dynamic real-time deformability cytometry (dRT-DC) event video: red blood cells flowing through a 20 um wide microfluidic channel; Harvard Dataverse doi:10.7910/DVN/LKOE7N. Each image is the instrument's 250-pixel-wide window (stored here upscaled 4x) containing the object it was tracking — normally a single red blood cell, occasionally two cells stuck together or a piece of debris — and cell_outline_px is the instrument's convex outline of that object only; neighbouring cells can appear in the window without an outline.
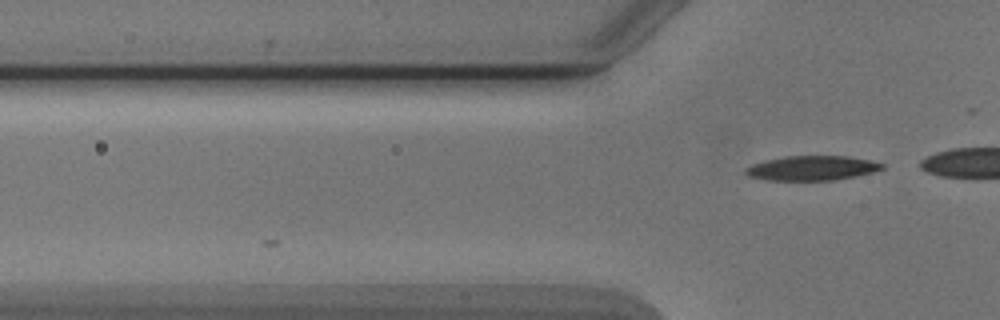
{"species": "Egyptian fruit bat (a non-hibernating species)", "species_latin": "Rousettus aegyptiacus", "temperature_condition": "cold", "stored_images_in_passage": 4, "camera_frame_rate_fps": 3000, "um_per_image_px": 0.085, "animal": {"sex": "male"}, "frame": {"image": 1, "passage_image": 4, "time_ms": 3.333, "image_size_px": [1000, 320], "cell_outline_px": [[884, 168], [872, 172], [832, 180], [768, 180], [748, 176], [744, 172], [744, 168], [752, 164], [764, 160], [784, 156], [848, 156], [868, 160], [884, 164]], "centroid_in_image_um": [68.95, 14.28], "position_along_channel_um": 56.9, "area_um2": 19.42}}